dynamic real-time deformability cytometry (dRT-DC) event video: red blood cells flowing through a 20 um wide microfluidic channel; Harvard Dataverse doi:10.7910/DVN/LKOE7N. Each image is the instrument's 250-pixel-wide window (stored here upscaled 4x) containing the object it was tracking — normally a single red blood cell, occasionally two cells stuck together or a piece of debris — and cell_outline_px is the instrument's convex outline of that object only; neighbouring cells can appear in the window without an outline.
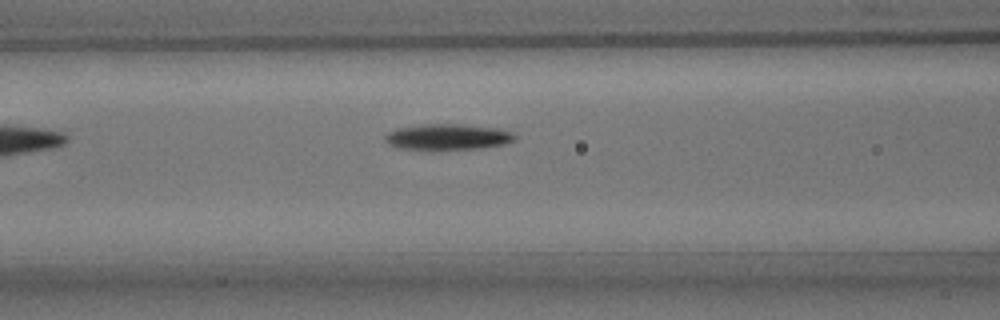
{"species": "common noctule bat (a hibernating species)", "species_latin": "Nyctalus noctula", "temperature_condition": "room temperature", "stored_images_in_passage": 6, "camera_frame_rate_fps": 3000, "um_per_image_px": 0.085, "animal": {"sex": "male", "body_mass_g": 15.6}, "frame": {"image": 1, "passage_image": 6, "time_ms": 6.0, "image_size_px": [1000, 320], "cell_outline_px": [[516, 140], [504, 144], [480, 148], [400, 148], [388, 144], [384, 140], [384, 136], [388, 132], [396, 128], [424, 124], [464, 124], [500, 128], [512, 132], [516, 136]], "centroid_in_image_um": [38.09, 11.6], "position_along_channel_um": 128.5, "area_um2": 19.31}}